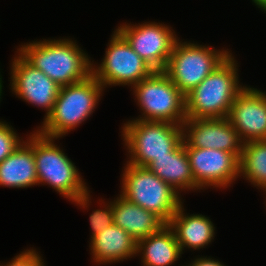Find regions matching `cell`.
<instances>
[{
  "label": "cell",
  "instance_id": "1",
  "mask_svg": "<svg viewBox=\"0 0 266 266\" xmlns=\"http://www.w3.org/2000/svg\"><path fill=\"white\" fill-rule=\"evenodd\" d=\"M17 51L60 86L80 82L92 74L88 53L68 37L26 42Z\"/></svg>",
  "mask_w": 266,
  "mask_h": 266
},
{
  "label": "cell",
  "instance_id": "2",
  "mask_svg": "<svg viewBox=\"0 0 266 266\" xmlns=\"http://www.w3.org/2000/svg\"><path fill=\"white\" fill-rule=\"evenodd\" d=\"M57 138L33 131V151L36 163L38 185H48L57 193L82 209L91 205L88 184L75 163L55 144Z\"/></svg>",
  "mask_w": 266,
  "mask_h": 266
},
{
  "label": "cell",
  "instance_id": "3",
  "mask_svg": "<svg viewBox=\"0 0 266 266\" xmlns=\"http://www.w3.org/2000/svg\"><path fill=\"white\" fill-rule=\"evenodd\" d=\"M104 90L92 74L80 82L61 86L50 115L36 130L58 140L65 137L91 117Z\"/></svg>",
  "mask_w": 266,
  "mask_h": 266
},
{
  "label": "cell",
  "instance_id": "4",
  "mask_svg": "<svg viewBox=\"0 0 266 266\" xmlns=\"http://www.w3.org/2000/svg\"><path fill=\"white\" fill-rule=\"evenodd\" d=\"M234 57L231 54L185 96L186 118L228 116L236 96L246 87L239 84L238 63Z\"/></svg>",
  "mask_w": 266,
  "mask_h": 266
},
{
  "label": "cell",
  "instance_id": "5",
  "mask_svg": "<svg viewBox=\"0 0 266 266\" xmlns=\"http://www.w3.org/2000/svg\"><path fill=\"white\" fill-rule=\"evenodd\" d=\"M123 169L120 195L156 214L168 224L184 204L181 194L146 167L126 162Z\"/></svg>",
  "mask_w": 266,
  "mask_h": 266
},
{
  "label": "cell",
  "instance_id": "6",
  "mask_svg": "<svg viewBox=\"0 0 266 266\" xmlns=\"http://www.w3.org/2000/svg\"><path fill=\"white\" fill-rule=\"evenodd\" d=\"M121 130L129 153L126 162L139 167H147L154 158L168 156L183 141L182 125L168 122L132 119Z\"/></svg>",
  "mask_w": 266,
  "mask_h": 266
},
{
  "label": "cell",
  "instance_id": "7",
  "mask_svg": "<svg viewBox=\"0 0 266 266\" xmlns=\"http://www.w3.org/2000/svg\"><path fill=\"white\" fill-rule=\"evenodd\" d=\"M131 88L142 113L133 119L177 125L186 120L185 95L164 71H154Z\"/></svg>",
  "mask_w": 266,
  "mask_h": 266
},
{
  "label": "cell",
  "instance_id": "8",
  "mask_svg": "<svg viewBox=\"0 0 266 266\" xmlns=\"http://www.w3.org/2000/svg\"><path fill=\"white\" fill-rule=\"evenodd\" d=\"M231 54L228 48L217 50L178 39L164 72L186 96Z\"/></svg>",
  "mask_w": 266,
  "mask_h": 266
},
{
  "label": "cell",
  "instance_id": "9",
  "mask_svg": "<svg viewBox=\"0 0 266 266\" xmlns=\"http://www.w3.org/2000/svg\"><path fill=\"white\" fill-rule=\"evenodd\" d=\"M154 72L115 29L108 42L101 63L92 60V75L105 88L108 86H133Z\"/></svg>",
  "mask_w": 266,
  "mask_h": 266
},
{
  "label": "cell",
  "instance_id": "10",
  "mask_svg": "<svg viewBox=\"0 0 266 266\" xmlns=\"http://www.w3.org/2000/svg\"><path fill=\"white\" fill-rule=\"evenodd\" d=\"M115 29L154 71L165 70L179 38L172 27L164 23L148 21L141 24L125 22Z\"/></svg>",
  "mask_w": 266,
  "mask_h": 266
},
{
  "label": "cell",
  "instance_id": "11",
  "mask_svg": "<svg viewBox=\"0 0 266 266\" xmlns=\"http://www.w3.org/2000/svg\"><path fill=\"white\" fill-rule=\"evenodd\" d=\"M10 64V89L14 95L29 105L44 110L43 121L50 115L57 99L60 85L31 65L18 51Z\"/></svg>",
  "mask_w": 266,
  "mask_h": 266
},
{
  "label": "cell",
  "instance_id": "12",
  "mask_svg": "<svg viewBox=\"0 0 266 266\" xmlns=\"http://www.w3.org/2000/svg\"><path fill=\"white\" fill-rule=\"evenodd\" d=\"M195 191L211 186L226 189L239 178V159L224 150L185 147Z\"/></svg>",
  "mask_w": 266,
  "mask_h": 266
},
{
  "label": "cell",
  "instance_id": "13",
  "mask_svg": "<svg viewBox=\"0 0 266 266\" xmlns=\"http://www.w3.org/2000/svg\"><path fill=\"white\" fill-rule=\"evenodd\" d=\"M182 128L185 147L224 150L240 159L244 143L227 117L186 118Z\"/></svg>",
  "mask_w": 266,
  "mask_h": 266
},
{
  "label": "cell",
  "instance_id": "14",
  "mask_svg": "<svg viewBox=\"0 0 266 266\" xmlns=\"http://www.w3.org/2000/svg\"><path fill=\"white\" fill-rule=\"evenodd\" d=\"M246 85L227 116L243 143L266 140V92Z\"/></svg>",
  "mask_w": 266,
  "mask_h": 266
},
{
  "label": "cell",
  "instance_id": "15",
  "mask_svg": "<svg viewBox=\"0 0 266 266\" xmlns=\"http://www.w3.org/2000/svg\"><path fill=\"white\" fill-rule=\"evenodd\" d=\"M89 248L96 264L120 263L137 256V241L114 223L92 237Z\"/></svg>",
  "mask_w": 266,
  "mask_h": 266
},
{
  "label": "cell",
  "instance_id": "16",
  "mask_svg": "<svg viewBox=\"0 0 266 266\" xmlns=\"http://www.w3.org/2000/svg\"><path fill=\"white\" fill-rule=\"evenodd\" d=\"M0 163V186L27 188L38 185L33 151V132Z\"/></svg>",
  "mask_w": 266,
  "mask_h": 266
},
{
  "label": "cell",
  "instance_id": "17",
  "mask_svg": "<svg viewBox=\"0 0 266 266\" xmlns=\"http://www.w3.org/2000/svg\"><path fill=\"white\" fill-rule=\"evenodd\" d=\"M182 204L168 225L175 233L180 250H200L210 245L215 238V226L209 217L202 214H187Z\"/></svg>",
  "mask_w": 266,
  "mask_h": 266
},
{
  "label": "cell",
  "instance_id": "18",
  "mask_svg": "<svg viewBox=\"0 0 266 266\" xmlns=\"http://www.w3.org/2000/svg\"><path fill=\"white\" fill-rule=\"evenodd\" d=\"M113 221L136 241L146 238L166 225L159 216L128 201L120 194L113 200Z\"/></svg>",
  "mask_w": 266,
  "mask_h": 266
},
{
  "label": "cell",
  "instance_id": "19",
  "mask_svg": "<svg viewBox=\"0 0 266 266\" xmlns=\"http://www.w3.org/2000/svg\"><path fill=\"white\" fill-rule=\"evenodd\" d=\"M146 168L179 194L186 190L195 192V181L183 141L168 156L154 158Z\"/></svg>",
  "mask_w": 266,
  "mask_h": 266
},
{
  "label": "cell",
  "instance_id": "20",
  "mask_svg": "<svg viewBox=\"0 0 266 266\" xmlns=\"http://www.w3.org/2000/svg\"><path fill=\"white\" fill-rule=\"evenodd\" d=\"M136 255L141 256L142 266H172L182 252L174 231L166 224L159 231L137 241Z\"/></svg>",
  "mask_w": 266,
  "mask_h": 266
},
{
  "label": "cell",
  "instance_id": "21",
  "mask_svg": "<svg viewBox=\"0 0 266 266\" xmlns=\"http://www.w3.org/2000/svg\"><path fill=\"white\" fill-rule=\"evenodd\" d=\"M266 192V140L243 144L239 159V177Z\"/></svg>",
  "mask_w": 266,
  "mask_h": 266
},
{
  "label": "cell",
  "instance_id": "22",
  "mask_svg": "<svg viewBox=\"0 0 266 266\" xmlns=\"http://www.w3.org/2000/svg\"><path fill=\"white\" fill-rule=\"evenodd\" d=\"M100 209L93 210L89 216L90 226H91V237H94L100 232H103L105 228H108L114 223L113 221V201L105 202L104 200H99ZM102 204L104 206H102ZM102 206V207H101ZM102 208V209H101Z\"/></svg>",
  "mask_w": 266,
  "mask_h": 266
},
{
  "label": "cell",
  "instance_id": "23",
  "mask_svg": "<svg viewBox=\"0 0 266 266\" xmlns=\"http://www.w3.org/2000/svg\"><path fill=\"white\" fill-rule=\"evenodd\" d=\"M22 139L8 122L0 120V163L17 149Z\"/></svg>",
  "mask_w": 266,
  "mask_h": 266
},
{
  "label": "cell",
  "instance_id": "24",
  "mask_svg": "<svg viewBox=\"0 0 266 266\" xmlns=\"http://www.w3.org/2000/svg\"><path fill=\"white\" fill-rule=\"evenodd\" d=\"M0 266H45L44 259L40 255V252L33 247L30 249H24L19 254L14 256L12 260L1 264Z\"/></svg>",
  "mask_w": 266,
  "mask_h": 266
},
{
  "label": "cell",
  "instance_id": "25",
  "mask_svg": "<svg viewBox=\"0 0 266 266\" xmlns=\"http://www.w3.org/2000/svg\"><path fill=\"white\" fill-rule=\"evenodd\" d=\"M187 266H226L224 263L220 262L218 259H212V257H203L200 255L194 258L191 262H189Z\"/></svg>",
  "mask_w": 266,
  "mask_h": 266
},
{
  "label": "cell",
  "instance_id": "26",
  "mask_svg": "<svg viewBox=\"0 0 266 266\" xmlns=\"http://www.w3.org/2000/svg\"><path fill=\"white\" fill-rule=\"evenodd\" d=\"M252 2L255 4V6L260 8L262 12L266 11V0H252Z\"/></svg>",
  "mask_w": 266,
  "mask_h": 266
},
{
  "label": "cell",
  "instance_id": "27",
  "mask_svg": "<svg viewBox=\"0 0 266 266\" xmlns=\"http://www.w3.org/2000/svg\"><path fill=\"white\" fill-rule=\"evenodd\" d=\"M0 70H1V69H0ZM2 78H3V77H2L1 72H0V102H1V99H2L1 97H2V94H3V90H2V89H3V87H4V86H3V80H2Z\"/></svg>",
  "mask_w": 266,
  "mask_h": 266
}]
</instances>
